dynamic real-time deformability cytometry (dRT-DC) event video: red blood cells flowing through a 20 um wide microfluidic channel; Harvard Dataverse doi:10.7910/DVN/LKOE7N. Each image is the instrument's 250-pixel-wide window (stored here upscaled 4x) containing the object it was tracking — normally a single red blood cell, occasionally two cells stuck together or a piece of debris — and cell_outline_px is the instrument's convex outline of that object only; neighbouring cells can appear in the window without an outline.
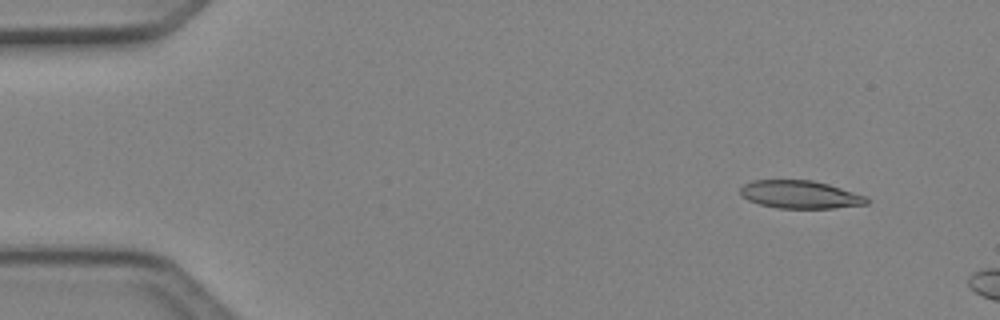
{"species": "Egyptian fruit bat (a non-hibernating species)", "species_latin": "Rousettus aegyptiacus", "temperature_condition": "cold", "stored_images_in_passage": 3, "camera_frame_rate_fps": 3000, "um_per_image_px": 0.085, "animal": {"sex": "female"}, "frame": {"image": 1, "passage_image": 1, "time_ms": 0.0, "image_size_px": [1000, 320], "cell_outline_px": [[868, 204], [832, 208], [776, 208], [760, 204], [748, 200], [740, 196], [740, 188], [744, 184], [752, 180], [812, 180], [828, 184], [868, 196]], "centroid_in_image_um": [68.0, 16.53], "position_along_channel_um": 17.0, "area_um2": 20.63}}